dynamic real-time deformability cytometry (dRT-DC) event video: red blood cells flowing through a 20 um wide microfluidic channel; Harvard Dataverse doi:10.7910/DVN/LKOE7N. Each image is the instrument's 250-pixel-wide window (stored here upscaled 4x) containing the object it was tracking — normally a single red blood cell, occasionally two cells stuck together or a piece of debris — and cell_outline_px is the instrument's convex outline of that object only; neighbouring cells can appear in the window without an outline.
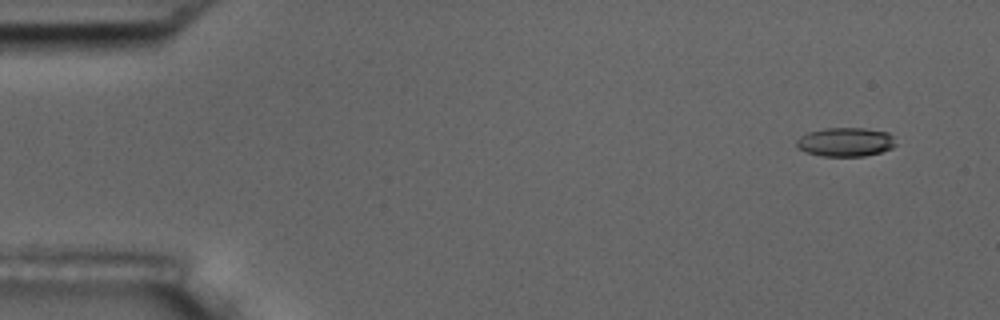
{"species": "common noctule bat (a hibernating species)", "species_latin": "Nyctalus noctula", "temperature_condition": "room temperature", "stored_images_in_passage": 10, "camera_frame_rate_fps": 3000, "um_per_image_px": 0.085, "animal": {"sex": "male", "body_mass_g": 17.5, "forearm_length_mm": 52.3}, "frame": {"image": 1, "passage_image": 1, "time_ms": 0.0, "image_size_px": [1000, 320], "cell_outline_px": [[896, 144], [892, 148], [880, 152], [864, 156], [820, 156], [796, 148], [796, 140], [800, 136], [808, 132], [824, 128], [864, 128], [888, 132], [892, 136]], "centroid_in_image_um": [71.85, 12.07], "position_along_channel_um": 13.2, "area_um2": 16.76}}
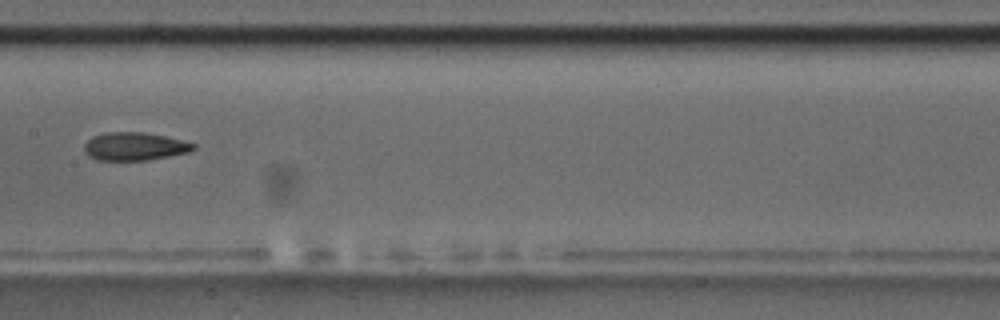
{"frame": {"image": 2, "passage_image": 8, "time_ms": 2.333, "image_size_px": [1000, 320], "cell_outline_px": [[196, 148], [188, 152], [148, 160], [96, 160], [88, 156], [84, 152], [84, 144], [92, 136], [104, 132], [144, 132], [164, 136], [196, 144]], "centroid_in_image_um": [11.39, 12.44], "position_along_channel_um": 196.0, "area_um2": 17.86}}
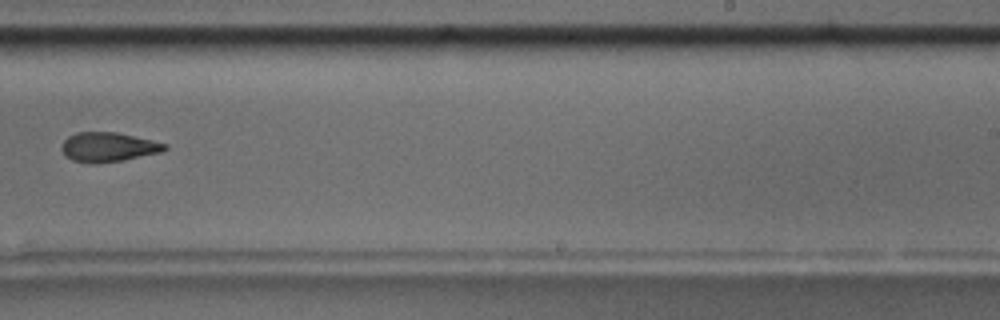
{"frame": {"image": 3, "passage_image": 10, "time_ms": 3.0, "image_size_px": [1000, 320], "cell_outline_px": [[168, 148], [160, 152], [124, 160], [92, 164], [72, 160], [64, 156], [60, 148], [64, 140], [68, 136], [76, 132], [116, 132], [152, 140], [168, 144]], "centroid_in_image_um": [9.17, 12.5], "position_along_channel_um": 279.8, "area_um2": 17.8}}